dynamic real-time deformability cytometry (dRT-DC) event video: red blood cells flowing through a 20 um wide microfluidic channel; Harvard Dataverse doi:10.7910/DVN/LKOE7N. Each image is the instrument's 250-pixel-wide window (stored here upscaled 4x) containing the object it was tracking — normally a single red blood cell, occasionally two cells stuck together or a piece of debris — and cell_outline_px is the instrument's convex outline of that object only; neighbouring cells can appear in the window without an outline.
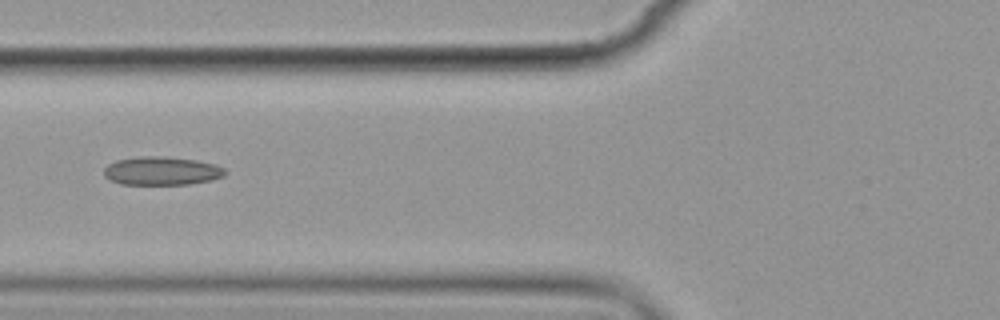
{"species": "common noctule bat (a hibernating species)", "species_latin": "Nyctalus noctula", "temperature_condition": "cold", "stored_images_in_passage": 9, "camera_frame_rate_fps": 3000, "um_per_image_px": 0.085, "animal": {"sex": "female", "body_mass_g": 19.9}, "frame": {"image": 1, "passage_image": 2, "time_ms": 1.333, "image_size_px": [1000, 320], "cell_outline_px": [[228, 172], [224, 176], [212, 180], [188, 184], [120, 184], [108, 180], [104, 176], [104, 168], [108, 164], [116, 160], [140, 156], [164, 156], [196, 160], [216, 164], [224, 168]], "centroid_in_image_um": [13.74, 14.52], "position_along_channel_um": 112.1, "area_um2": 20.29}}
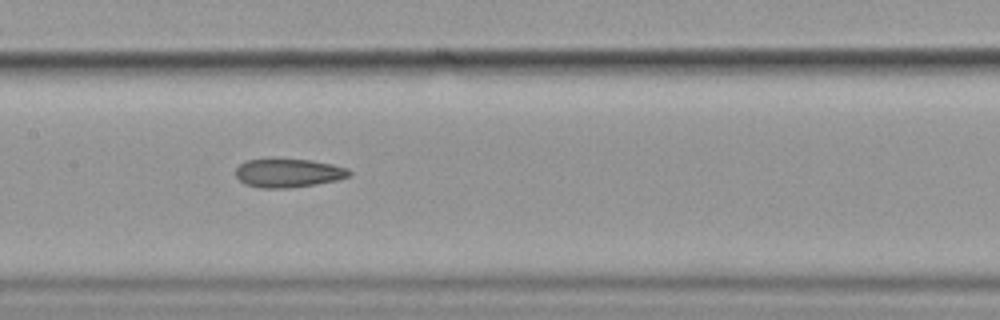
{"frame": {"image": 2, "passage_image": 4, "time_ms": 3.333, "image_size_px": [1000, 320], "cell_outline_px": [[352, 176], [336, 180], [316, 184], [288, 188], [260, 188], [248, 184], [240, 180], [236, 176], [236, 168], [240, 164], [248, 160], [272, 156], [312, 160], [332, 164], [348, 168], [352, 172]], "centroid_in_image_um": [24.52, 14.66], "position_along_channel_um": 182.9, "area_um2": 19.59}}
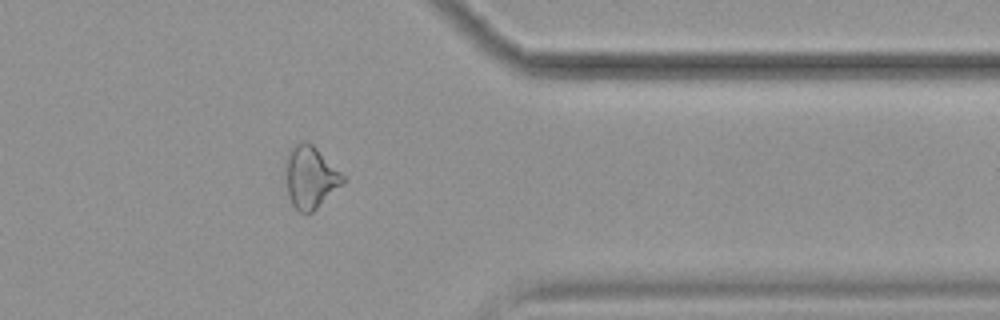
{"frame": {"image": 3, "passage_image": 9, "time_ms": 9.333, "image_size_px": [1000, 320], "cell_outline_px": [[344, 180], [312, 212], [300, 212], [292, 204], [288, 196], [284, 160], [284, 156], [300, 140], [308, 140], [344, 176]], "centroid_in_image_um": [26.3, 15.01], "position_along_channel_um": 385.1, "area_um2": 20.35}}